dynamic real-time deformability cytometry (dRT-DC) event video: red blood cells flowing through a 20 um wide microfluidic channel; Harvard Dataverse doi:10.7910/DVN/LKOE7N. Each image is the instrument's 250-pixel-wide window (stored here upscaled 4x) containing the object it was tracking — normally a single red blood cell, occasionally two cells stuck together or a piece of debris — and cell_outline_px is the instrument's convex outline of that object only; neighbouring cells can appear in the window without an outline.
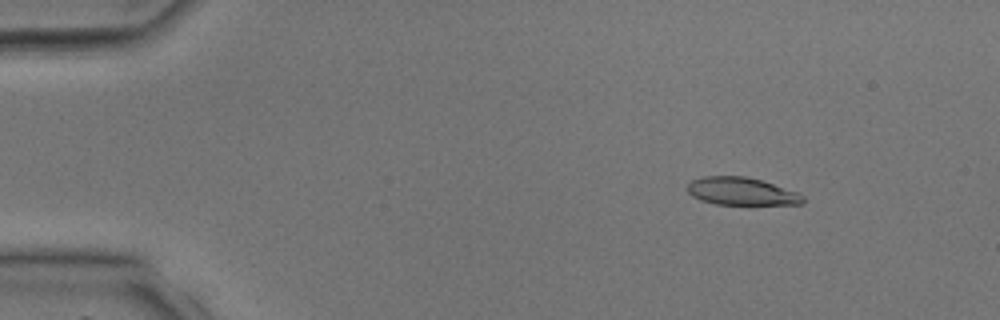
{"species": "common noctule bat (a hibernating species)", "species_latin": "Nyctalus noctula", "temperature_condition": "room temperature", "stored_images_in_passage": 40, "camera_frame_rate_fps": 3000, "um_per_image_px": 0.085, "animal": {"sex": "male", "body_mass_g": 17.9, "forearm_length_mm": 54.2}, "frame": {"image": 1, "passage_image": 6, "time_ms": 1.667, "image_size_px": [1000, 320], "cell_outline_px": [[804, 204], [716, 204], [700, 200], [692, 196], [688, 192], [688, 184], [692, 180], [704, 176], [744, 176], [760, 180], [800, 192], [804, 196]], "centroid_in_image_um": [63.05, 16.26], "position_along_channel_um": 22.0, "area_um2": 18.61}}
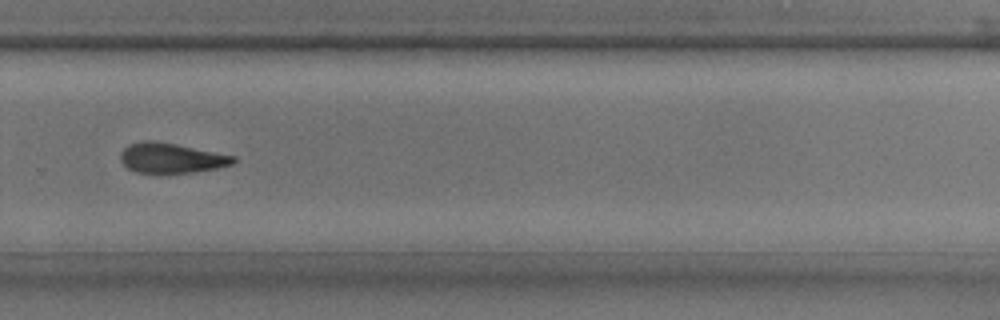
{"frame": {"image": 2, "passage_image": 28, "time_ms": 9.0, "image_size_px": [1000, 320], "cell_outline_px": [[236, 160], [232, 164], [216, 168], [192, 172], [136, 172], [128, 168], [120, 160], [120, 152], [128, 144], [144, 140], [152, 140], [176, 144], [236, 156]], "centroid_in_image_um": [14.54, 13.41], "position_along_channel_um": 315.3, "area_um2": 19.54}}
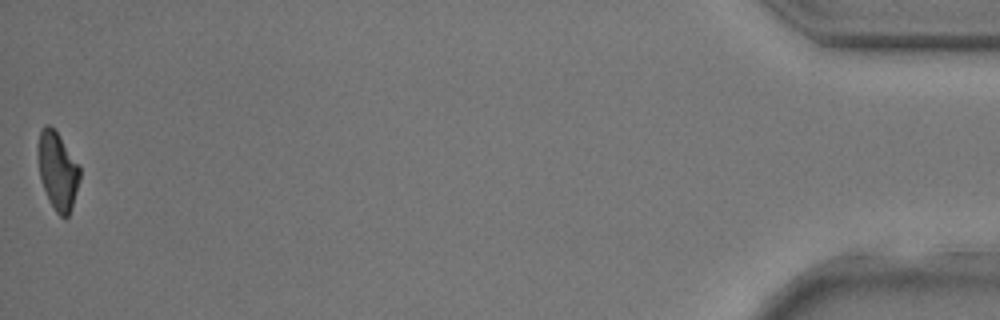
{"frame": {"image": 3, "passage_image": 40, "time_ms": 13.0, "image_size_px": [1000, 320], "cell_outline_px": [[80, 180], [68, 216], [64, 220], [56, 212], [48, 200], [40, 176], [36, 156], [40, 132], [44, 124], [48, 124], [56, 132], [80, 164]], "centroid_in_image_um": [4.89, 14.52], "position_along_channel_um": 430.3, "area_um2": 19.02}}